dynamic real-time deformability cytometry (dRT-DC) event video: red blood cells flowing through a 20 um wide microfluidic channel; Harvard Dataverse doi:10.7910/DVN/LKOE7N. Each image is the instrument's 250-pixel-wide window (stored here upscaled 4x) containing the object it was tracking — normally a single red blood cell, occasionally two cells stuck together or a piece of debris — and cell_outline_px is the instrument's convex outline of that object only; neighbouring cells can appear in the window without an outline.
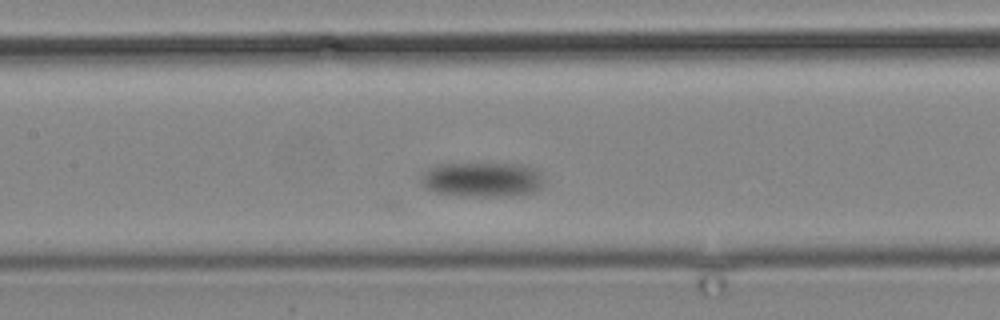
{"species": "common noctule bat (a hibernating species)", "species_latin": "Nyctalus noctula", "temperature_condition": "cold", "stored_images_in_passage": 18, "camera_frame_rate_fps": 3000, "um_per_image_px": 0.085, "animal": {"sex": "male", "body_mass_g": 19.2, "forearm_length_mm": 51.8}, "frame": {"image": 1, "passage_image": 5, "time_ms": 5.333, "image_size_px": [1000, 320], "cell_outline_px": [[544, 184], [536, 192], [504, 196], [456, 196], [436, 192], [424, 188], [420, 184], [420, 180], [424, 172], [428, 168], [440, 164], [520, 164], [536, 168], [544, 180]], "centroid_in_image_um": [40.98, 15.27], "position_along_channel_um": 166.4, "area_um2": 25.14}}
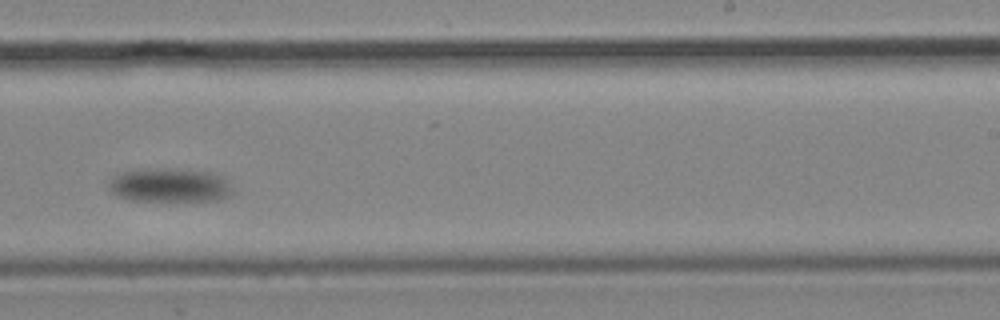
{"frame": {"image": 2, "passage_image": 9, "time_ms": 10.333, "image_size_px": [1000, 320], "cell_outline_px": [[236, 192], [220, 200], [128, 200], [116, 196], [108, 188], [108, 180], [116, 172], [136, 168], [164, 168], [208, 172], [220, 176]], "centroid_in_image_um": [14.31, 15.73], "position_along_channel_um": 274.7, "area_um2": 24.74}}
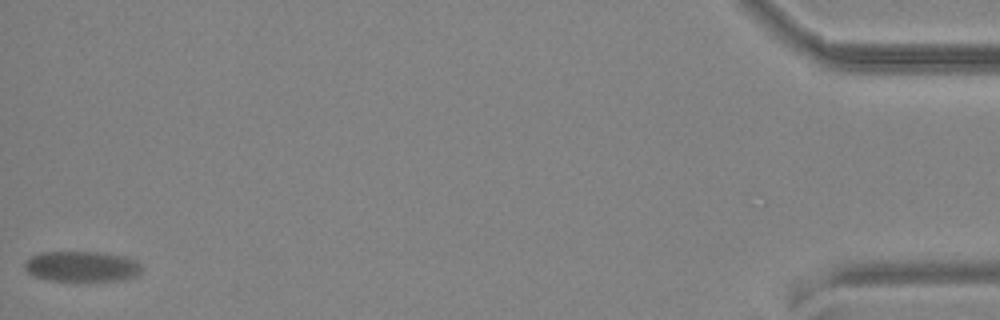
{"frame": {"image": 3, "passage_image": 18, "time_ms": 22.0, "image_size_px": [1000, 320], "cell_outline_px": [[140, 272], [136, 276], [120, 280], [48, 280], [32, 276], [24, 268], [24, 260], [28, 256], [40, 252], [100, 252], [124, 256], [136, 260], [140, 264]], "centroid_in_image_um": [6.89, 22.63], "position_along_channel_um": 428.3, "area_um2": 20.87}}